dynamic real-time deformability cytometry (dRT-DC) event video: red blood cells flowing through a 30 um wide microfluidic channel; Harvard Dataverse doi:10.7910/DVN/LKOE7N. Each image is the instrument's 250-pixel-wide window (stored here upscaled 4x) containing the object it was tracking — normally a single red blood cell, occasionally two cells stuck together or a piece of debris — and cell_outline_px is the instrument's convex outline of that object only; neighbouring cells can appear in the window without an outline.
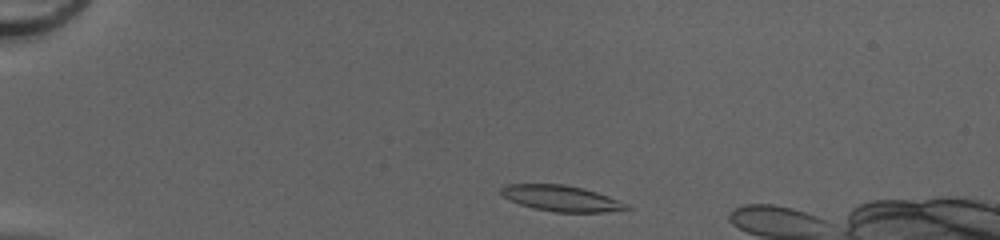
{"species": "common noctule bat (a hibernating species)", "species_latin": "Nyctalus noctula", "temperature_condition": "cold", "stored_images_in_passage": 41, "camera_frame_rate_fps": 3000, "um_per_image_px": 0.085, "animal": {"sex": "female", "body_mass_g": 20.0, "forearm_length_mm": 54.0}, "frame": {"image": 1, "passage_image": 2, "time_ms": 0.333, "image_size_px": [1000, 240], "cell_outline_px": [[632, 208], [608, 212], [556, 212], [532, 208], [520, 204], [504, 196], [500, 192], [500, 188], [508, 184], [564, 184], [596, 192], [608, 196], [628, 204]], "centroid_in_image_um": [47.72, 16.86], "position_along_channel_um": 37.3, "area_um2": 18.73}}
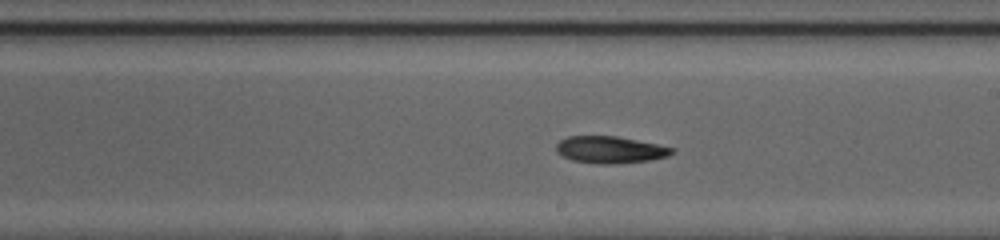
{"frame": {"image": 2, "passage_image": 21, "time_ms": 6.667, "image_size_px": [1000, 240], "cell_outline_px": [[676, 148], [668, 156], [648, 160], [608, 164], [596, 164], [572, 160], [560, 156], [556, 152], [556, 144], [560, 140], [568, 136], [616, 136]], "centroid_in_image_um": [51.8, 12.72], "position_along_channel_um": 237.2, "area_um2": 18.09}}
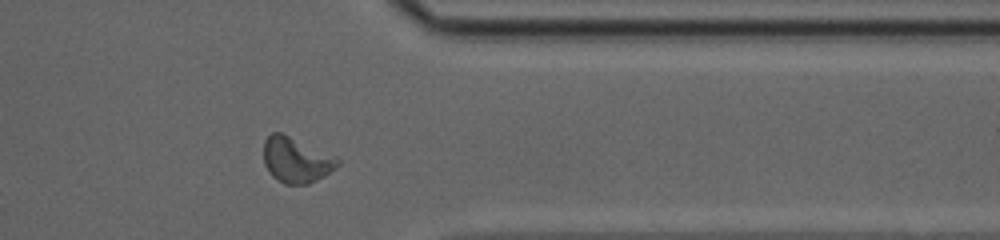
{"frame": {"image": 3, "passage_image": 32, "time_ms": 10.333, "image_size_px": [1000, 240], "cell_outline_px": [[340, 164], [324, 176], [308, 184], [284, 184], [272, 176], [264, 164], [264, 140], [272, 132], [280, 132], [336, 156], [340, 160]], "centroid_in_image_um": [25.17, 13.6], "position_along_channel_um": 386.2, "area_um2": 19.48}, "authors_computed_cell_mechanics": {"area_um2": 18.7272, "velocity_mm_per_s": 4.1974, "shape_relaxation_time_tau1_ms": 6.9597, "shape_relaxation_time_tau2_ms": null, "deformation_change_tau1": 0.1761, "deformation_change_tau2": null}}